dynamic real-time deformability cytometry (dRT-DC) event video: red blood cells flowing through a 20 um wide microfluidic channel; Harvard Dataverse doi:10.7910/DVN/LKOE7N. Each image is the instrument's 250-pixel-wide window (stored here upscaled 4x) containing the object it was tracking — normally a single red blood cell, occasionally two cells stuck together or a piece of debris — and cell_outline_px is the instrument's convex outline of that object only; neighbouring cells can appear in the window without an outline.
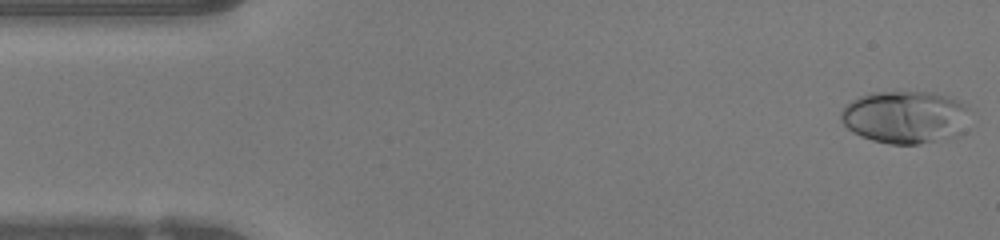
{"species": "human", "species_latin": "Homo sapiens", "temperature_condition": "warm", "stored_images_in_passage": 47, "camera_frame_rate_fps": 3000, "um_per_image_px": 0.085, "donor": {"sex": "female"}, "frame": {"image": 1, "passage_image": 1, "time_ms": 0.0, "image_size_px": [1000, 240], "cell_outline_px": [[968, 108], [964, 132], [948, 140], [920, 144], [888, 144], [872, 140], [860, 136], [852, 132], [844, 124], [840, 116], [840, 112], [852, 100], [860, 96], [872, 92], [932, 92], [948, 96], [964, 104]], "centroid_in_image_um": [76.96, 9.97], "position_along_channel_um": 8.0, "area_um2": 39.82}}
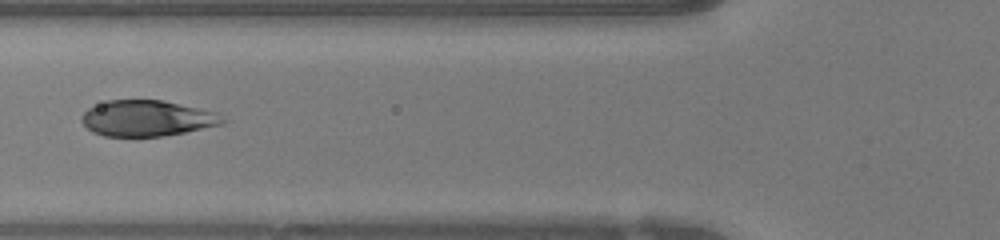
{"frame": {"image": 2, "passage_image": 17, "time_ms": 5.333, "image_size_px": [1000, 240], "cell_outline_px": [[228, 120], [224, 124], [164, 136], [104, 136], [92, 132], [80, 120], [80, 116], [88, 108], [108, 100], [164, 100], [216, 112]], "centroid_in_image_um": [12.51, 10.05], "position_along_channel_um": 113.3, "area_um2": 29.54}}
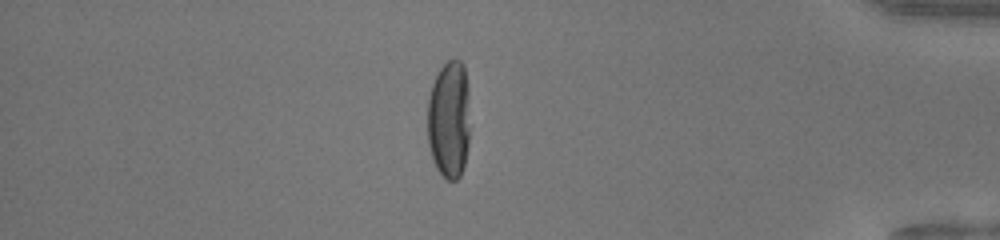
{"frame": {"image": 3, "passage_image": 40, "time_ms": 13.0, "image_size_px": [1000, 240], "cell_outline_px": [[468, 144], [464, 164], [460, 176], [456, 180], [448, 180], [436, 168], [432, 160], [428, 144], [428, 96], [432, 84], [440, 68], [448, 60], [456, 56], [464, 64], [468, 84]], "centroid_in_image_um": [38.16, 10.11], "position_along_channel_um": 397.0, "area_um2": 29.48}, "authors_computed_cell_mechanics": {"area_um2": 31.9056, "velocity_mm_per_s": 4.2441, "shape_relaxation_time_tau1_ms": 4.594, "shape_relaxation_time_tau2_ms": null, "deformation_change_tau1": 0.265, "deformation_change_tau2": null}}